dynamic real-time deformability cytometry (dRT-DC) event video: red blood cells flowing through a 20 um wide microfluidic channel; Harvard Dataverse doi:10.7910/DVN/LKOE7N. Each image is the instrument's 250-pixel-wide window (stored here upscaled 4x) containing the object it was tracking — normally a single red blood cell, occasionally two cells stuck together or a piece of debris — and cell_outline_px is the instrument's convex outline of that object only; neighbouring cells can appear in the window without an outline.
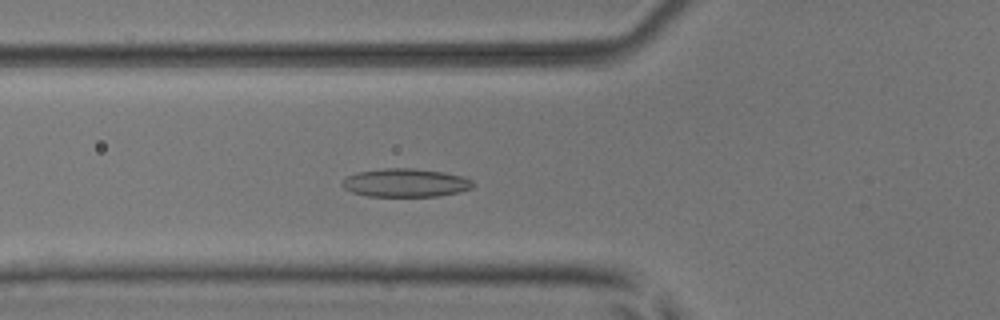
{"species": "common noctule bat (a hibernating species)", "species_latin": "Nyctalus noctula", "temperature_condition": "room temperature", "stored_images_in_passage": 53, "camera_frame_rate_fps": 3000, "um_per_image_px": 0.085, "animal": {"sex": "male", "body_mass_g": 17.9, "forearm_length_mm": 54.2}, "frame": {"image": 1, "passage_image": 20, "time_ms": 6.333, "image_size_px": [1000, 320], "cell_outline_px": [[476, 184], [472, 188], [460, 192], [436, 196], [368, 196], [352, 192], [344, 188], [340, 184], [348, 176], [356, 172], [384, 168], [412, 168], [444, 172], [460, 176], [472, 180]], "centroid_in_image_um": [34.48, 15.53], "position_along_channel_um": 91.3, "area_um2": 21.62}}
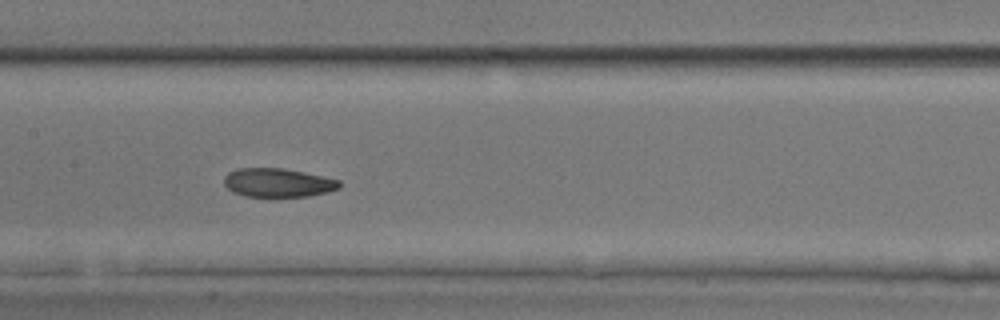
{"frame": {"image": 2, "passage_image": 27, "time_ms": 8.667, "image_size_px": [1000, 320], "cell_outline_px": [[340, 188], [328, 192], [308, 196], [244, 196], [232, 192], [224, 184], [224, 176], [228, 172], [236, 168], [284, 168], [304, 172], [340, 180]], "centroid_in_image_um": [23.6, 15.52], "position_along_channel_um": 183.8, "area_um2": 19.36}}
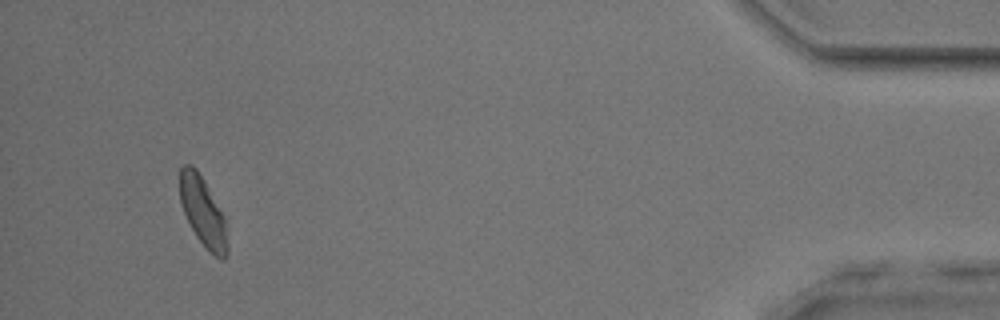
{"frame": {"image": 3, "passage_image": 50, "time_ms": 16.333, "image_size_px": [1000, 320], "cell_outline_px": [[228, 256], [224, 260], [216, 256], [196, 236], [180, 204], [180, 168], [184, 164], [192, 164], [196, 168], [204, 180], [224, 216], [228, 228]], "centroid_in_image_um": [17.28, 17.99], "position_along_channel_um": 417.9, "area_um2": 19.19}, "authors_computed_cell_mechanics": {"area_um2": 20.23, "velocity_mm_per_s": 3.9677, "shape_relaxation_time_tau1_ms": 6.0478, "shape_relaxation_time_tau2_ms": 2.787, "deformation_change_tau1": 0.143, "deformation_change_tau2": 0.0742}}